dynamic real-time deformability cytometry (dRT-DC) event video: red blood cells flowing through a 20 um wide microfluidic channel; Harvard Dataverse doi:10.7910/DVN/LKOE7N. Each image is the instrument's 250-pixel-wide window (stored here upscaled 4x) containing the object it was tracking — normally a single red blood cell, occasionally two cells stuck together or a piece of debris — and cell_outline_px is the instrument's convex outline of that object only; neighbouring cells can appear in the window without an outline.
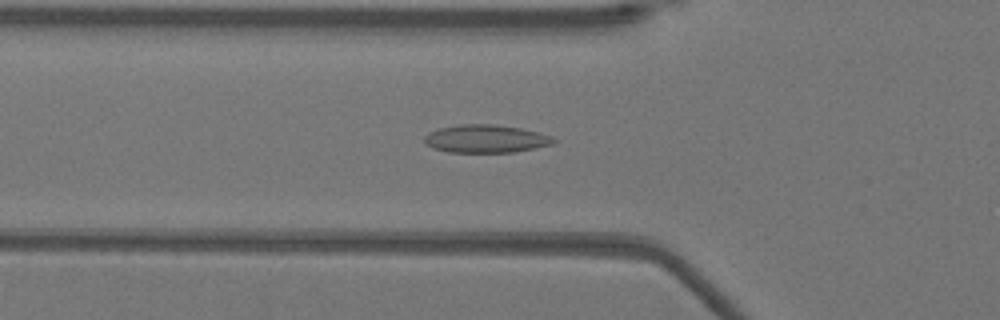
{"species": "Egyptian fruit bat (a non-hibernating species)", "species_latin": "Rousettus aegyptiacus", "temperature_condition": "warm", "stored_images_in_passage": 51, "camera_frame_rate_fps": 3000, "um_per_image_px": 0.085, "animal": {"sex": "female"}, "frame": {"image": 1, "passage_image": 17, "time_ms": 5.333, "image_size_px": [1000, 320], "cell_outline_px": [[556, 140], [552, 144], [512, 152], [448, 152], [432, 148], [424, 144], [424, 136], [428, 132], [440, 128], [460, 124], [496, 124], [520, 128], [540, 132], [552, 136]], "centroid_in_image_um": [41.25, 11.79], "position_along_channel_um": 84.5, "area_um2": 21.1}}
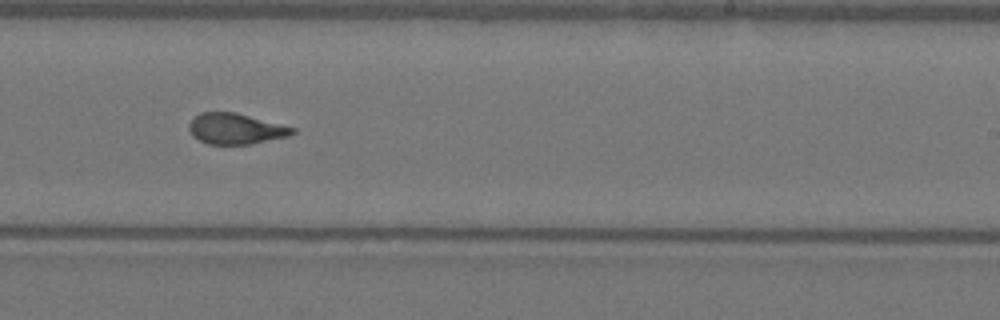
{"frame": {"image": 2, "passage_image": 31, "time_ms": 10.0, "image_size_px": [1000, 320], "cell_outline_px": [[296, 132], [288, 136], [252, 144], [208, 144], [192, 136], [188, 128], [188, 124], [200, 112], [236, 112], [296, 128]], "centroid_in_image_um": [20.03, 10.94], "position_along_channel_um": 269.0, "area_um2": 18.55}}
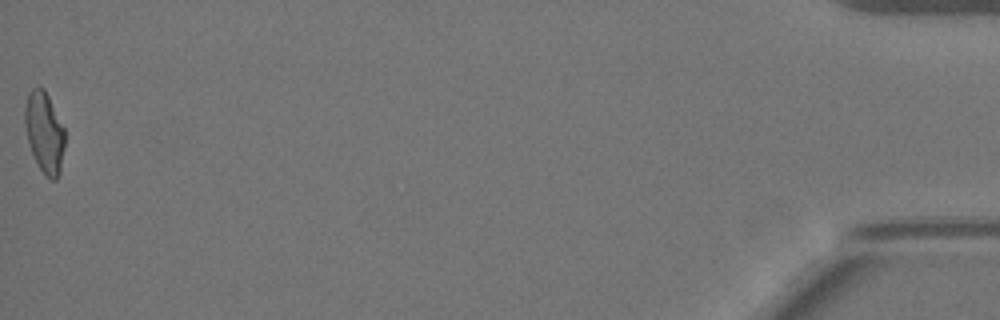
{"frame": {"image": 3, "passage_image": 51, "time_ms": 16.667, "image_size_px": [1000, 320], "cell_outline_px": [[64, 148], [60, 172], [56, 180], [52, 180], [40, 168], [28, 144], [24, 124], [24, 108], [28, 92], [36, 84], [44, 88], [64, 128]], "centroid_in_image_um": [3.75, 11.19], "position_along_channel_um": 431.4, "area_um2": 18.84}, "authors_computed_cell_mechanics": {"area_um2": 19.5364, "velocity_mm_per_s": 3.9485, "shape_relaxation_time_tau1_ms": null, "shape_relaxation_time_tau2_ms": 1.3372, "deformation_change_tau1": null, "deformation_change_tau2": 0.0702}}